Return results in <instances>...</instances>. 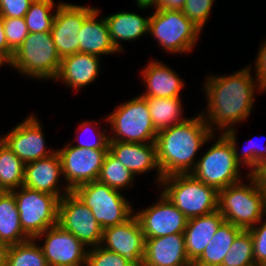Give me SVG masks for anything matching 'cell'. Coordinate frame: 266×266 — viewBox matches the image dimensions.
Instances as JSON below:
<instances>
[{
  "instance_id": "12",
  "label": "cell",
  "mask_w": 266,
  "mask_h": 266,
  "mask_svg": "<svg viewBox=\"0 0 266 266\" xmlns=\"http://www.w3.org/2000/svg\"><path fill=\"white\" fill-rule=\"evenodd\" d=\"M58 224L86 247L101 244L103 229L92 211L72 191L59 201Z\"/></svg>"
},
{
  "instance_id": "29",
  "label": "cell",
  "mask_w": 266,
  "mask_h": 266,
  "mask_svg": "<svg viewBox=\"0 0 266 266\" xmlns=\"http://www.w3.org/2000/svg\"><path fill=\"white\" fill-rule=\"evenodd\" d=\"M25 163L0 139V185L11 192L23 186Z\"/></svg>"
},
{
  "instance_id": "9",
  "label": "cell",
  "mask_w": 266,
  "mask_h": 266,
  "mask_svg": "<svg viewBox=\"0 0 266 266\" xmlns=\"http://www.w3.org/2000/svg\"><path fill=\"white\" fill-rule=\"evenodd\" d=\"M239 167L231 142L221 134L216 143L198 159L191 174L199 181L220 191L242 181Z\"/></svg>"
},
{
  "instance_id": "21",
  "label": "cell",
  "mask_w": 266,
  "mask_h": 266,
  "mask_svg": "<svg viewBox=\"0 0 266 266\" xmlns=\"http://www.w3.org/2000/svg\"><path fill=\"white\" fill-rule=\"evenodd\" d=\"M100 56L77 52L61 59L56 80L78 91L93 83L99 75Z\"/></svg>"
},
{
  "instance_id": "22",
  "label": "cell",
  "mask_w": 266,
  "mask_h": 266,
  "mask_svg": "<svg viewBox=\"0 0 266 266\" xmlns=\"http://www.w3.org/2000/svg\"><path fill=\"white\" fill-rule=\"evenodd\" d=\"M224 221L218 210L207 215L188 219L183 234L186 253L192 264L202 255L206 245Z\"/></svg>"
},
{
  "instance_id": "32",
  "label": "cell",
  "mask_w": 266,
  "mask_h": 266,
  "mask_svg": "<svg viewBox=\"0 0 266 266\" xmlns=\"http://www.w3.org/2000/svg\"><path fill=\"white\" fill-rule=\"evenodd\" d=\"M7 266H48L39 243L35 239L11 245L7 254Z\"/></svg>"
},
{
  "instance_id": "18",
  "label": "cell",
  "mask_w": 266,
  "mask_h": 266,
  "mask_svg": "<svg viewBox=\"0 0 266 266\" xmlns=\"http://www.w3.org/2000/svg\"><path fill=\"white\" fill-rule=\"evenodd\" d=\"M61 175V160L59 154L55 152L47 158L25 164L23 186L39 192L53 194L61 199L71 192L67 186L62 189L59 188L58 182Z\"/></svg>"
},
{
  "instance_id": "16",
  "label": "cell",
  "mask_w": 266,
  "mask_h": 266,
  "mask_svg": "<svg viewBox=\"0 0 266 266\" xmlns=\"http://www.w3.org/2000/svg\"><path fill=\"white\" fill-rule=\"evenodd\" d=\"M41 127L42 125H40V121L36 116L30 114L8 134L0 136V139L20 160L27 164L47 158L56 152L47 149Z\"/></svg>"
},
{
  "instance_id": "7",
  "label": "cell",
  "mask_w": 266,
  "mask_h": 266,
  "mask_svg": "<svg viewBox=\"0 0 266 266\" xmlns=\"http://www.w3.org/2000/svg\"><path fill=\"white\" fill-rule=\"evenodd\" d=\"M91 211L102 229L124 223L134 213L133 205L120 193L98 180L72 191Z\"/></svg>"
},
{
  "instance_id": "33",
  "label": "cell",
  "mask_w": 266,
  "mask_h": 266,
  "mask_svg": "<svg viewBox=\"0 0 266 266\" xmlns=\"http://www.w3.org/2000/svg\"><path fill=\"white\" fill-rule=\"evenodd\" d=\"M54 7L53 0H34L24 19L29 33L50 32L54 21L55 13L52 14Z\"/></svg>"
},
{
  "instance_id": "10",
  "label": "cell",
  "mask_w": 266,
  "mask_h": 266,
  "mask_svg": "<svg viewBox=\"0 0 266 266\" xmlns=\"http://www.w3.org/2000/svg\"><path fill=\"white\" fill-rule=\"evenodd\" d=\"M11 192L15 196L22 229L30 239L58 224V197L25 186Z\"/></svg>"
},
{
  "instance_id": "39",
  "label": "cell",
  "mask_w": 266,
  "mask_h": 266,
  "mask_svg": "<svg viewBox=\"0 0 266 266\" xmlns=\"http://www.w3.org/2000/svg\"><path fill=\"white\" fill-rule=\"evenodd\" d=\"M33 1L34 0H0V17H24Z\"/></svg>"
},
{
  "instance_id": "2",
  "label": "cell",
  "mask_w": 266,
  "mask_h": 266,
  "mask_svg": "<svg viewBox=\"0 0 266 266\" xmlns=\"http://www.w3.org/2000/svg\"><path fill=\"white\" fill-rule=\"evenodd\" d=\"M215 137L201 113L157 133V163L163 177L191 173L198 150Z\"/></svg>"
},
{
  "instance_id": "41",
  "label": "cell",
  "mask_w": 266,
  "mask_h": 266,
  "mask_svg": "<svg viewBox=\"0 0 266 266\" xmlns=\"http://www.w3.org/2000/svg\"><path fill=\"white\" fill-rule=\"evenodd\" d=\"M258 55L255 61V77L257 84L260 88L266 92V40L263 41L259 48Z\"/></svg>"
},
{
  "instance_id": "6",
  "label": "cell",
  "mask_w": 266,
  "mask_h": 266,
  "mask_svg": "<svg viewBox=\"0 0 266 266\" xmlns=\"http://www.w3.org/2000/svg\"><path fill=\"white\" fill-rule=\"evenodd\" d=\"M116 108L105 120L114 131L109 142L155 143L158 132L144 97L137 96Z\"/></svg>"
},
{
  "instance_id": "38",
  "label": "cell",
  "mask_w": 266,
  "mask_h": 266,
  "mask_svg": "<svg viewBox=\"0 0 266 266\" xmlns=\"http://www.w3.org/2000/svg\"><path fill=\"white\" fill-rule=\"evenodd\" d=\"M249 229L253 241V254L256 266H266V220Z\"/></svg>"
},
{
  "instance_id": "8",
  "label": "cell",
  "mask_w": 266,
  "mask_h": 266,
  "mask_svg": "<svg viewBox=\"0 0 266 266\" xmlns=\"http://www.w3.org/2000/svg\"><path fill=\"white\" fill-rule=\"evenodd\" d=\"M201 29L182 11L155 10L150 15L149 33L166 52L188 53L193 50Z\"/></svg>"
},
{
  "instance_id": "47",
  "label": "cell",
  "mask_w": 266,
  "mask_h": 266,
  "mask_svg": "<svg viewBox=\"0 0 266 266\" xmlns=\"http://www.w3.org/2000/svg\"><path fill=\"white\" fill-rule=\"evenodd\" d=\"M6 190L0 185V198L6 194Z\"/></svg>"
},
{
  "instance_id": "19",
  "label": "cell",
  "mask_w": 266,
  "mask_h": 266,
  "mask_svg": "<svg viewBox=\"0 0 266 266\" xmlns=\"http://www.w3.org/2000/svg\"><path fill=\"white\" fill-rule=\"evenodd\" d=\"M142 266H193L188 259L184 234L146 239Z\"/></svg>"
},
{
  "instance_id": "28",
  "label": "cell",
  "mask_w": 266,
  "mask_h": 266,
  "mask_svg": "<svg viewBox=\"0 0 266 266\" xmlns=\"http://www.w3.org/2000/svg\"><path fill=\"white\" fill-rule=\"evenodd\" d=\"M152 123L157 132L185 122L188 118H182L183 106L180 97L159 98L144 97ZM182 118V119H181Z\"/></svg>"
},
{
  "instance_id": "15",
  "label": "cell",
  "mask_w": 266,
  "mask_h": 266,
  "mask_svg": "<svg viewBox=\"0 0 266 266\" xmlns=\"http://www.w3.org/2000/svg\"><path fill=\"white\" fill-rule=\"evenodd\" d=\"M145 239L183 234L188 218L161 192L158 201L135 212Z\"/></svg>"
},
{
  "instance_id": "14",
  "label": "cell",
  "mask_w": 266,
  "mask_h": 266,
  "mask_svg": "<svg viewBox=\"0 0 266 266\" xmlns=\"http://www.w3.org/2000/svg\"><path fill=\"white\" fill-rule=\"evenodd\" d=\"M41 238H44V243L40 247L48 266L86 265L87 247L59 224L49 227L34 239Z\"/></svg>"
},
{
  "instance_id": "34",
  "label": "cell",
  "mask_w": 266,
  "mask_h": 266,
  "mask_svg": "<svg viewBox=\"0 0 266 266\" xmlns=\"http://www.w3.org/2000/svg\"><path fill=\"white\" fill-rule=\"evenodd\" d=\"M221 266H256L253 241L249 230H242L236 236Z\"/></svg>"
},
{
  "instance_id": "36",
  "label": "cell",
  "mask_w": 266,
  "mask_h": 266,
  "mask_svg": "<svg viewBox=\"0 0 266 266\" xmlns=\"http://www.w3.org/2000/svg\"><path fill=\"white\" fill-rule=\"evenodd\" d=\"M8 47L15 52L29 34L24 17L2 18Z\"/></svg>"
},
{
  "instance_id": "13",
  "label": "cell",
  "mask_w": 266,
  "mask_h": 266,
  "mask_svg": "<svg viewBox=\"0 0 266 266\" xmlns=\"http://www.w3.org/2000/svg\"><path fill=\"white\" fill-rule=\"evenodd\" d=\"M56 8L50 33L57 53L63 59L80 52L78 32L96 9L67 2L59 3Z\"/></svg>"
},
{
  "instance_id": "37",
  "label": "cell",
  "mask_w": 266,
  "mask_h": 266,
  "mask_svg": "<svg viewBox=\"0 0 266 266\" xmlns=\"http://www.w3.org/2000/svg\"><path fill=\"white\" fill-rule=\"evenodd\" d=\"M215 0H186L183 14L201 30L208 21Z\"/></svg>"
},
{
  "instance_id": "30",
  "label": "cell",
  "mask_w": 266,
  "mask_h": 266,
  "mask_svg": "<svg viewBox=\"0 0 266 266\" xmlns=\"http://www.w3.org/2000/svg\"><path fill=\"white\" fill-rule=\"evenodd\" d=\"M135 175L128 170L109 150L105 156L98 181L115 190L133 186Z\"/></svg>"
},
{
  "instance_id": "43",
  "label": "cell",
  "mask_w": 266,
  "mask_h": 266,
  "mask_svg": "<svg viewBox=\"0 0 266 266\" xmlns=\"http://www.w3.org/2000/svg\"><path fill=\"white\" fill-rule=\"evenodd\" d=\"M186 0H158L156 10L182 11Z\"/></svg>"
},
{
  "instance_id": "25",
  "label": "cell",
  "mask_w": 266,
  "mask_h": 266,
  "mask_svg": "<svg viewBox=\"0 0 266 266\" xmlns=\"http://www.w3.org/2000/svg\"><path fill=\"white\" fill-rule=\"evenodd\" d=\"M147 17L134 12H117L105 17L110 38L119 52L123 50L120 42L133 41L149 33L150 16Z\"/></svg>"
},
{
  "instance_id": "20",
  "label": "cell",
  "mask_w": 266,
  "mask_h": 266,
  "mask_svg": "<svg viewBox=\"0 0 266 266\" xmlns=\"http://www.w3.org/2000/svg\"><path fill=\"white\" fill-rule=\"evenodd\" d=\"M109 151L134 175L156 170L160 186L163 176L157 163L155 143L109 142Z\"/></svg>"
},
{
  "instance_id": "26",
  "label": "cell",
  "mask_w": 266,
  "mask_h": 266,
  "mask_svg": "<svg viewBox=\"0 0 266 266\" xmlns=\"http://www.w3.org/2000/svg\"><path fill=\"white\" fill-rule=\"evenodd\" d=\"M241 231V228L224 221L193 266H221L223 258Z\"/></svg>"
},
{
  "instance_id": "11",
  "label": "cell",
  "mask_w": 266,
  "mask_h": 266,
  "mask_svg": "<svg viewBox=\"0 0 266 266\" xmlns=\"http://www.w3.org/2000/svg\"><path fill=\"white\" fill-rule=\"evenodd\" d=\"M67 143L57 149L61 160L62 174L66 186L73 191L80 185L98 179L105 156L109 149H86Z\"/></svg>"
},
{
  "instance_id": "3",
  "label": "cell",
  "mask_w": 266,
  "mask_h": 266,
  "mask_svg": "<svg viewBox=\"0 0 266 266\" xmlns=\"http://www.w3.org/2000/svg\"><path fill=\"white\" fill-rule=\"evenodd\" d=\"M243 180L218 191V211L225 221L242 230H249L266 216V192L257 175L247 174Z\"/></svg>"
},
{
  "instance_id": "17",
  "label": "cell",
  "mask_w": 266,
  "mask_h": 266,
  "mask_svg": "<svg viewBox=\"0 0 266 266\" xmlns=\"http://www.w3.org/2000/svg\"><path fill=\"white\" fill-rule=\"evenodd\" d=\"M145 241L140 223L133 214L124 223L103 229L100 246L130 260L134 265H141Z\"/></svg>"
},
{
  "instance_id": "5",
  "label": "cell",
  "mask_w": 266,
  "mask_h": 266,
  "mask_svg": "<svg viewBox=\"0 0 266 266\" xmlns=\"http://www.w3.org/2000/svg\"><path fill=\"white\" fill-rule=\"evenodd\" d=\"M60 63L51 33L45 32L29 33L14 52L9 66L34 79L55 80Z\"/></svg>"
},
{
  "instance_id": "40",
  "label": "cell",
  "mask_w": 266,
  "mask_h": 266,
  "mask_svg": "<svg viewBox=\"0 0 266 266\" xmlns=\"http://www.w3.org/2000/svg\"><path fill=\"white\" fill-rule=\"evenodd\" d=\"M97 123V121H83V123L80 124V128L83 129L84 132H88V131H91L93 130V123ZM106 131V132H105ZM93 133V131H92ZM97 135L95 137V140L93 141H78L79 143L74 145V146H77V147H80V148H86V149H109V135L107 133V130L105 129L104 131H101L98 133L96 132ZM93 136V135H92Z\"/></svg>"
},
{
  "instance_id": "23",
  "label": "cell",
  "mask_w": 266,
  "mask_h": 266,
  "mask_svg": "<svg viewBox=\"0 0 266 266\" xmlns=\"http://www.w3.org/2000/svg\"><path fill=\"white\" fill-rule=\"evenodd\" d=\"M147 66V67H146ZM142 70V78L147 91L141 97L172 98L180 97L184 80L169 66L160 61H150Z\"/></svg>"
},
{
  "instance_id": "27",
  "label": "cell",
  "mask_w": 266,
  "mask_h": 266,
  "mask_svg": "<svg viewBox=\"0 0 266 266\" xmlns=\"http://www.w3.org/2000/svg\"><path fill=\"white\" fill-rule=\"evenodd\" d=\"M0 238L9 246L30 239L22 229L15 196L12 192H6L0 198Z\"/></svg>"
},
{
  "instance_id": "1",
  "label": "cell",
  "mask_w": 266,
  "mask_h": 266,
  "mask_svg": "<svg viewBox=\"0 0 266 266\" xmlns=\"http://www.w3.org/2000/svg\"><path fill=\"white\" fill-rule=\"evenodd\" d=\"M251 67L231 75L208 76L204 84L207 97L206 115L202 117L213 133L215 129L227 131L235 124L246 120L254 104V92H264L253 79ZM258 87V89H257ZM212 126L216 127L213 128Z\"/></svg>"
},
{
  "instance_id": "45",
  "label": "cell",
  "mask_w": 266,
  "mask_h": 266,
  "mask_svg": "<svg viewBox=\"0 0 266 266\" xmlns=\"http://www.w3.org/2000/svg\"><path fill=\"white\" fill-rule=\"evenodd\" d=\"M137 1V6L140 8V9H145V8H149V7H153L155 8L158 4V0H135Z\"/></svg>"
},
{
  "instance_id": "42",
  "label": "cell",
  "mask_w": 266,
  "mask_h": 266,
  "mask_svg": "<svg viewBox=\"0 0 266 266\" xmlns=\"http://www.w3.org/2000/svg\"><path fill=\"white\" fill-rule=\"evenodd\" d=\"M0 54L10 63L14 52L8 47L2 18L0 17Z\"/></svg>"
},
{
  "instance_id": "4",
  "label": "cell",
  "mask_w": 266,
  "mask_h": 266,
  "mask_svg": "<svg viewBox=\"0 0 266 266\" xmlns=\"http://www.w3.org/2000/svg\"><path fill=\"white\" fill-rule=\"evenodd\" d=\"M160 185L165 197L188 219L218 210V191L191 173L163 177Z\"/></svg>"
},
{
  "instance_id": "31",
  "label": "cell",
  "mask_w": 266,
  "mask_h": 266,
  "mask_svg": "<svg viewBox=\"0 0 266 266\" xmlns=\"http://www.w3.org/2000/svg\"><path fill=\"white\" fill-rule=\"evenodd\" d=\"M235 130L236 129L234 127L228 129L222 134L231 142L234 149L236 161L240 165L249 167V175H256L260 171L261 167L266 163V147H263V145L260 146L255 140L253 141L252 139H250L249 141H247V143L250 142L248 146L249 148L247 147V149H243L242 155L240 156L238 152L239 150L236 147L237 137Z\"/></svg>"
},
{
  "instance_id": "24",
  "label": "cell",
  "mask_w": 266,
  "mask_h": 266,
  "mask_svg": "<svg viewBox=\"0 0 266 266\" xmlns=\"http://www.w3.org/2000/svg\"><path fill=\"white\" fill-rule=\"evenodd\" d=\"M99 11L96 8L78 32L80 52L96 56L118 53L110 38L105 17L98 19Z\"/></svg>"
},
{
  "instance_id": "46",
  "label": "cell",
  "mask_w": 266,
  "mask_h": 266,
  "mask_svg": "<svg viewBox=\"0 0 266 266\" xmlns=\"http://www.w3.org/2000/svg\"><path fill=\"white\" fill-rule=\"evenodd\" d=\"M5 64L9 66L10 63L0 54V67Z\"/></svg>"
},
{
  "instance_id": "35",
  "label": "cell",
  "mask_w": 266,
  "mask_h": 266,
  "mask_svg": "<svg viewBox=\"0 0 266 266\" xmlns=\"http://www.w3.org/2000/svg\"><path fill=\"white\" fill-rule=\"evenodd\" d=\"M85 266H135L130 260L102 246L88 247Z\"/></svg>"
},
{
  "instance_id": "44",
  "label": "cell",
  "mask_w": 266,
  "mask_h": 266,
  "mask_svg": "<svg viewBox=\"0 0 266 266\" xmlns=\"http://www.w3.org/2000/svg\"><path fill=\"white\" fill-rule=\"evenodd\" d=\"M9 245L4 243L0 238V266H7V254Z\"/></svg>"
}]
</instances>
